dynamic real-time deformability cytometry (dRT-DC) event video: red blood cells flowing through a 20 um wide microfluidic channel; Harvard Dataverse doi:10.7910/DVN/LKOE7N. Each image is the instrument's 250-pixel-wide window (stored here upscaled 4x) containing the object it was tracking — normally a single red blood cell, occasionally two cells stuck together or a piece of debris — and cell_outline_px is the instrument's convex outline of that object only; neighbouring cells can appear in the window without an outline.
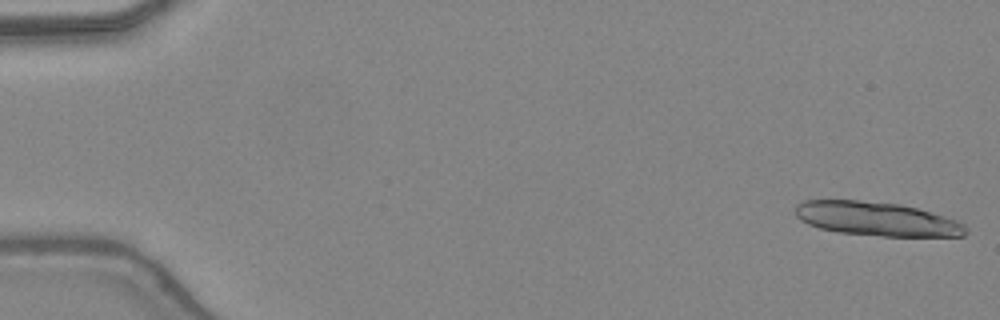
{"species": "common noctule bat (a hibernating species)", "species_latin": "Nyctalus noctula", "temperature_condition": "warm", "stored_images_in_passage": 14, "camera_frame_rate_fps": 3000, "um_per_image_px": 0.085, "animal": {"sex": "female", "body_mass_g": 24.6, "forearm_length_mm": 56.2}, "frame": {"image": 1, "passage_image": 1, "time_ms": 0.0, "image_size_px": [1000, 320], "cell_outline_px": [[968, 232], [964, 236], [880, 236], [836, 232], [820, 228], [808, 224], [800, 220], [796, 216], [796, 204], [804, 200], [860, 200], [900, 204], [916, 208], [944, 216], [956, 220], [964, 224], [968, 228]], "centroid_in_image_um": [74.51, 18.61], "position_along_channel_um": 10.5, "area_um2": 33.76}}